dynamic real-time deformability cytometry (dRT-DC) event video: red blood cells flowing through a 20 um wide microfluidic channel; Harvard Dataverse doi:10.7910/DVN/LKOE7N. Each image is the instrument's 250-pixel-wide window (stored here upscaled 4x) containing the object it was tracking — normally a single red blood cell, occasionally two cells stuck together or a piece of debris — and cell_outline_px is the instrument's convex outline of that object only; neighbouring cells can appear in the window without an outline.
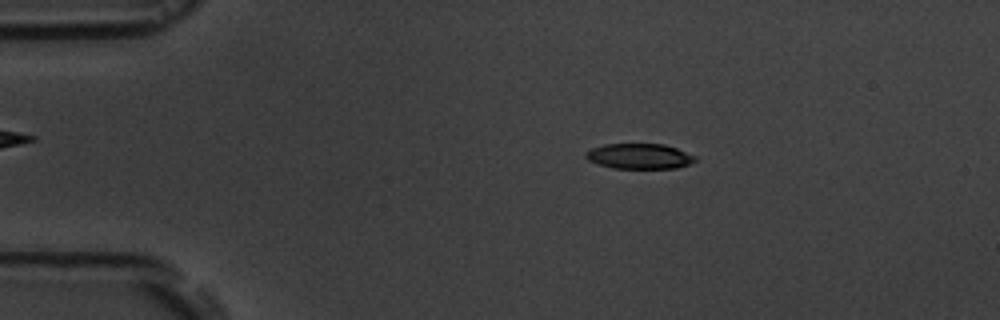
{"species": "common noctule bat (a hibernating species)", "species_latin": "Nyctalus noctula", "temperature_condition": "room temperature", "stored_images_in_passage": 16, "camera_frame_rate_fps": 3000, "um_per_image_px": 0.085, "animal": {"sex": "male", "body_mass_g": 19.5, "forearm_length_mm": 54.6}, "frame": {"image": 1, "passage_image": 3, "time_ms": 2.333, "image_size_px": [1000, 320], "cell_outline_px": [[696, 160], [688, 164], [676, 168], [612, 168], [596, 164], [588, 160], [584, 156], [584, 152], [592, 148], [604, 144], [664, 144], [676, 148], [696, 156]], "centroid_in_image_um": [54.3, 13.28], "position_along_channel_um": 30.7, "area_um2": 16.18}}
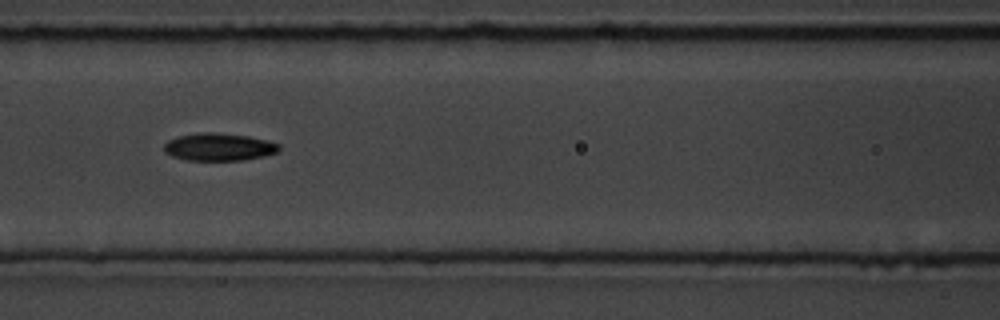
{"frame": {"image": 2, "passage_image": 7, "time_ms": 7.0, "image_size_px": [1000, 320], "cell_outline_px": [[280, 148], [276, 152], [264, 156], [244, 160], [188, 160], [172, 156], [164, 152], [164, 144], [168, 140], [176, 136], [196, 132], [212, 132], [248, 136], [268, 140], [280, 144]], "centroid_in_image_um": [18.59, 12.48], "position_along_channel_um": 148.0, "area_um2": 18.61}}
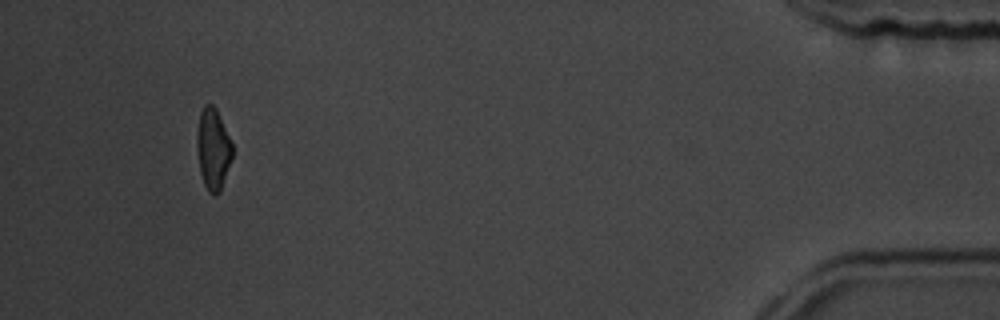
{"frame": {"image": 3, "passage_image": 15, "time_ms": 16.333, "image_size_px": [1000, 320], "cell_outline_px": [[232, 156], [220, 192], [216, 196], [212, 196], [208, 192], [204, 184], [200, 172], [196, 144], [196, 132], [200, 112], [204, 104], [212, 104], [216, 108], [232, 144]], "centroid_in_image_um": [18.08, 12.67], "position_along_channel_um": 417.1, "area_um2": 16.82}, "authors_computed_cell_mechanics": {"area_um2": 17.6001, "velocity_mm_per_s": 3.6412, "shape_relaxation_time_tau1_ms": 1.8925, "shape_relaxation_time_tau2_ms": null, "deformation_change_tau1": 0.1037, "deformation_change_tau2": null}}